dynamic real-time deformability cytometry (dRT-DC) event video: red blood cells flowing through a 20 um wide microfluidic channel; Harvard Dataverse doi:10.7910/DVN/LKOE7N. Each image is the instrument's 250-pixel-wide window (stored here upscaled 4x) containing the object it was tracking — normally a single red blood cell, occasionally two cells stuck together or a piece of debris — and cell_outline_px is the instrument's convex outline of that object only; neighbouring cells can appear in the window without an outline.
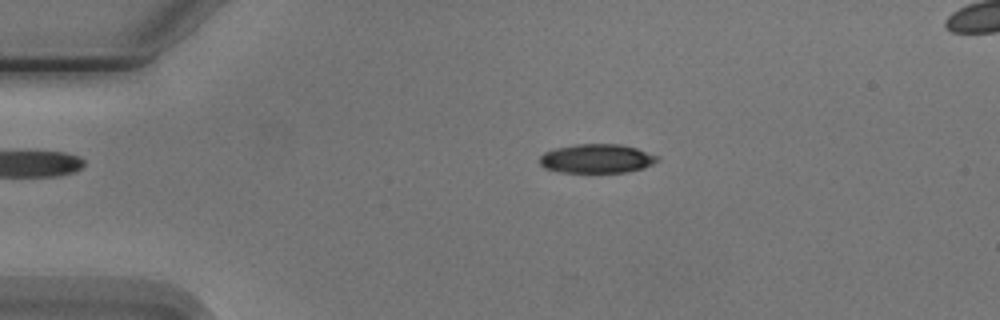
{"species": "Egyptian fruit bat (a non-hibernating species)", "species_latin": "Rousettus aegyptiacus", "temperature_condition": "cold", "stored_images_in_passage": 7, "camera_frame_rate_fps": 3000, "um_per_image_px": 0.085, "animal": {"sex": "male"}, "frame": {"image": 1, "passage_image": 3, "time_ms": 2.333, "image_size_px": [1000, 320], "cell_outline_px": [[660, 160], [644, 168], [624, 172], [560, 172], [544, 168], [540, 164], [540, 156], [544, 152], [556, 148], [576, 144], [620, 144], [636, 148], [660, 156]], "centroid_in_image_um": [50.74, 13.48], "position_along_channel_um": 34.3, "area_um2": 19.94}}
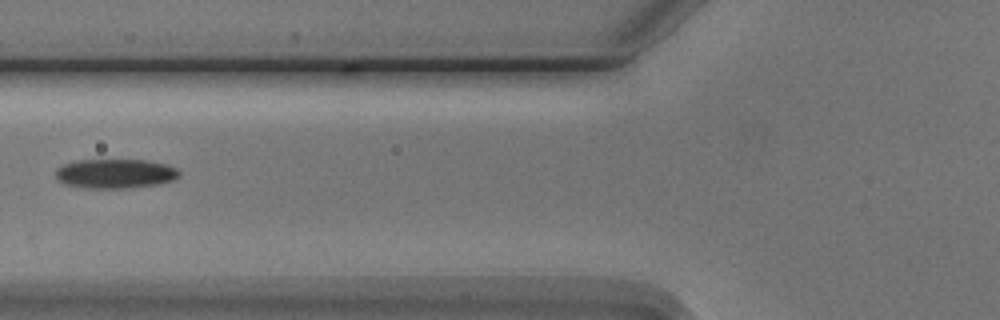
{"frame": {"image": 2, "passage_image": 6, "time_ms": 5.667, "image_size_px": [1000, 320], "cell_outline_px": [[180, 176], [172, 180], [156, 184], [124, 188], [84, 188], [64, 184], [56, 180], [56, 168], [64, 164], [76, 160], [148, 160], [168, 164], [176, 168], [180, 172]], "centroid_in_image_um": [9.77, 14.75], "position_along_channel_um": 116.0, "area_um2": 21.27}}